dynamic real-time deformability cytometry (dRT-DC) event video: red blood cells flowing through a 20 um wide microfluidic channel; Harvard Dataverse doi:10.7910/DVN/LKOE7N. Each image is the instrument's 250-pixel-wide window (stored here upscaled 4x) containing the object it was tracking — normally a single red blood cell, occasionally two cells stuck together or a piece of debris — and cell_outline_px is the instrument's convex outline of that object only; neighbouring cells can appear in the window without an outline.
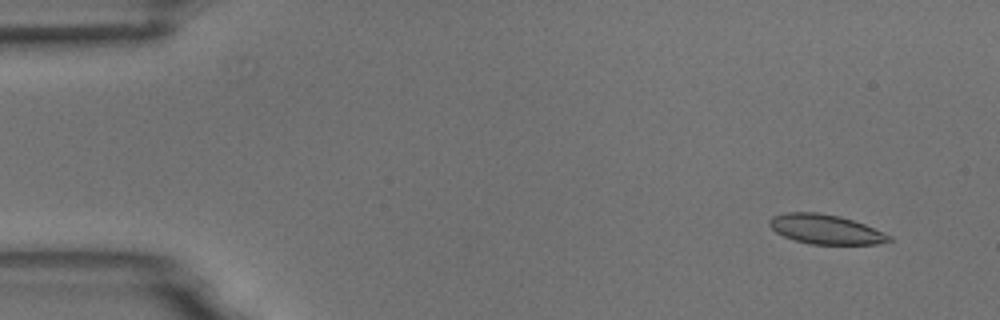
{"species": "common noctule bat (a hibernating species)", "species_latin": "Nyctalus noctula", "temperature_condition": "room temperature", "stored_images_in_passage": 6, "camera_frame_rate_fps": 3000, "um_per_image_px": 0.085, "animal": {"sex": "male", "body_mass_g": 18.8}, "frame": {"image": 1, "passage_image": 2, "time_ms": 1.0, "image_size_px": [1000, 320], "cell_outline_px": [[892, 240], [880, 244], [812, 244], [796, 240], [784, 236], [776, 232], [768, 224], [768, 220], [772, 216], [784, 212], [816, 212], [840, 216], [864, 224], [884, 232], [892, 236]], "centroid_in_image_um": [70.17, 19.48], "position_along_channel_um": 14.8, "area_um2": 20.58}}
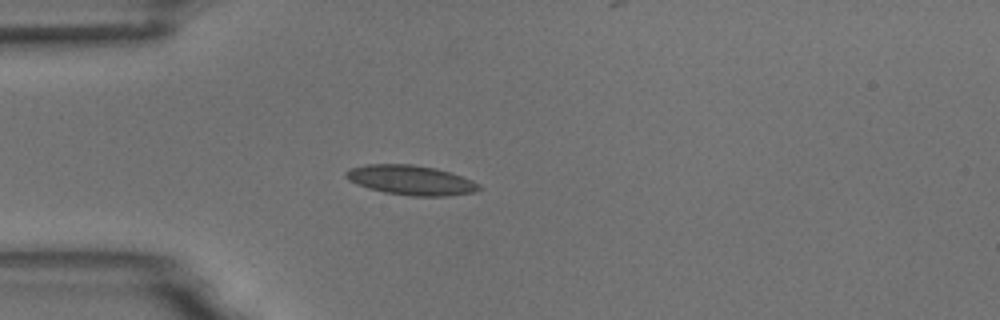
{"frame": {"image": 2, "passage_image": 5, "time_ms": 4.667, "image_size_px": [1000, 320], "cell_outline_px": [[484, 188], [472, 192], [448, 196], [412, 196], [384, 192], [368, 188], [356, 184], [348, 180], [344, 176], [344, 172], [348, 168], [368, 164], [412, 164], [436, 168], [472, 180], [480, 184]], "centroid_in_image_um": [34.89, 15.31], "position_along_channel_um": 50.1, "area_um2": 23.12}}